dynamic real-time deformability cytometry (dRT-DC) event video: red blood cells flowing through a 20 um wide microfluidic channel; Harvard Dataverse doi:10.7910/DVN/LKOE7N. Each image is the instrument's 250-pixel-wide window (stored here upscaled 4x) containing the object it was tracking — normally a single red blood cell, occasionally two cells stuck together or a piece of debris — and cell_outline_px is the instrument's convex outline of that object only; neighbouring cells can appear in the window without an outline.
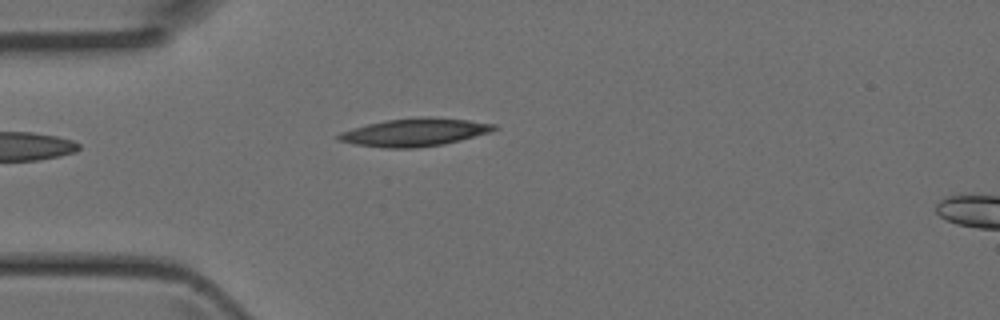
{"species": "Egyptian fruit bat (a non-hibernating species)", "species_latin": "Rousettus aegyptiacus", "temperature_condition": "room temperature", "stored_images_in_passage": 4, "camera_frame_rate_fps": 3000, "um_per_image_px": 0.085, "animal": {"sex": "female"}, "frame": {"image": 1, "passage_image": 4, "time_ms": 1.0, "image_size_px": [1000, 320], "cell_outline_px": [[496, 128], [492, 132], [444, 144], [416, 148], [388, 148], [352, 144], [340, 140], [336, 136], [340, 132], [352, 128], [368, 124], [388, 120], [424, 116], [428, 116], [468, 120], [496, 124]], "centroid_in_image_um": [35.26, 11.24], "position_along_channel_um": 49.7, "area_um2": 25.2}}